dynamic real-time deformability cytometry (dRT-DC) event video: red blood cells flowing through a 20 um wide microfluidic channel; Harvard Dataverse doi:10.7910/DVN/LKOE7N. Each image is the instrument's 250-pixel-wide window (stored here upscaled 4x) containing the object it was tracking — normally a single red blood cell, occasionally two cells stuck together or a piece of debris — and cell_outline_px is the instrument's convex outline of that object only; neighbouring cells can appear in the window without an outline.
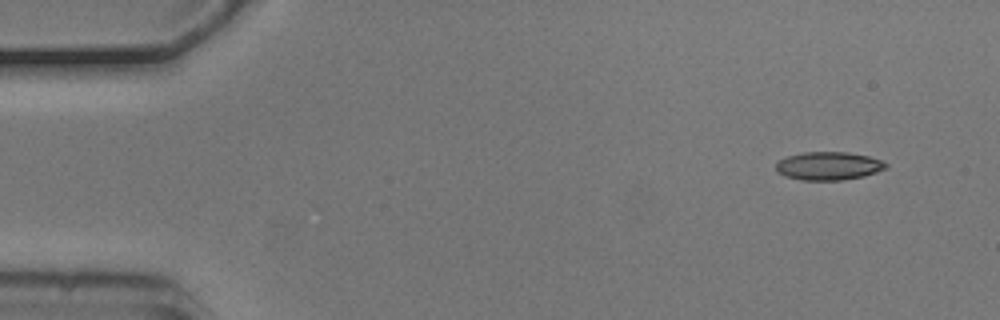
{"species": "common noctule bat (a hibernating species)", "species_latin": "Nyctalus noctula", "temperature_condition": "cold", "stored_images_in_passage": 4, "camera_frame_rate_fps": 3000, "um_per_image_px": 0.085, "animal": {"sex": "male", "body_mass_g": 20.5, "forearm_length_mm": 52.5}, "frame": {"image": 1, "passage_image": 1, "time_ms": 0.0, "image_size_px": [1000, 320], "cell_outline_px": [[888, 168], [864, 176], [844, 180], [800, 180], [784, 176], [776, 172], [776, 164], [780, 160], [788, 156], [804, 152], [848, 152], [868, 156], [880, 160], [888, 164]], "centroid_in_image_um": [70.43, 14.11], "position_along_channel_um": 14.6, "area_um2": 18.15}}
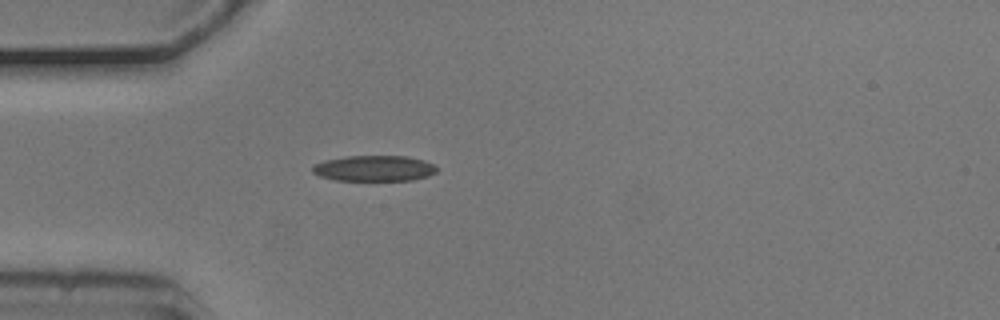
{"frame": {"image": 2, "passage_image": 4, "time_ms": 1.0, "image_size_px": [1000, 320], "cell_outline_px": [[440, 168], [436, 172], [428, 176], [412, 180], [336, 180], [320, 176], [312, 172], [312, 164], [324, 160], [348, 156], [408, 156], [424, 160]], "centroid_in_image_um": [31.81, 14.3], "position_along_channel_um": 53.2, "area_um2": 18.73}}